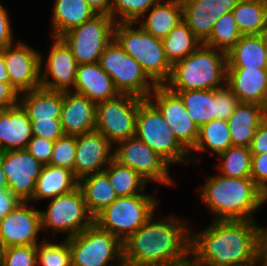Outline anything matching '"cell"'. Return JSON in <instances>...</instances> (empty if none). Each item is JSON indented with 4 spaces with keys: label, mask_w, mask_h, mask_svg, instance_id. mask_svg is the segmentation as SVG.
<instances>
[{
    "label": "cell",
    "mask_w": 267,
    "mask_h": 266,
    "mask_svg": "<svg viewBox=\"0 0 267 266\" xmlns=\"http://www.w3.org/2000/svg\"><path fill=\"white\" fill-rule=\"evenodd\" d=\"M259 222L213 220L192 232L190 257L197 266H258Z\"/></svg>",
    "instance_id": "1"
},
{
    "label": "cell",
    "mask_w": 267,
    "mask_h": 266,
    "mask_svg": "<svg viewBox=\"0 0 267 266\" xmlns=\"http://www.w3.org/2000/svg\"><path fill=\"white\" fill-rule=\"evenodd\" d=\"M191 224L175 215H154L123 242L125 266H169L190 257Z\"/></svg>",
    "instance_id": "2"
},
{
    "label": "cell",
    "mask_w": 267,
    "mask_h": 266,
    "mask_svg": "<svg viewBox=\"0 0 267 266\" xmlns=\"http://www.w3.org/2000/svg\"><path fill=\"white\" fill-rule=\"evenodd\" d=\"M205 179L198 195L213 214L212 220H257L255 212L267 202V196L251 177L208 174Z\"/></svg>",
    "instance_id": "3"
},
{
    "label": "cell",
    "mask_w": 267,
    "mask_h": 266,
    "mask_svg": "<svg viewBox=\"0 0 267 266\" xmlns=\"http://www.w3.org/2000/svg\"><path fill=\"white\" fill-rule=\"evenodd\" d=\"M226 53L201 44L192 54L172 66L170 90L217 89L226 84Z\"/></svg>",
    "instance_id": "4"
},
{
    "label": "cell",
    "mask_w": 267,
    "mask_h": 266,
    "mask_svg": "<svg viewBox=\"0 0 267 266\" xmlns=\"http://www.w3.org/2000/svg\"><path fill=\"white\" fill-rule=\"evenodd\" d=\"M136 26L137 23H115L114 39L156 85H165L170 79L172 66L166 60L162 39Z\"/></svg>",
    "instance_id": "5"
},
{
    "label": "cell",
    "mask_w": 267,
    "mask_h": 266,
    "mask_svg": "<svg viewBox=\"0 0 267 266\" xmlns=\"http://www.w3.org/2000/svg\"><path fill=\"white\" fill-rule=\"evenodd\" d=\"M157 193L159 190L155 189L153 195L143 193L118 197L94 217V223L123 242L156 213L159 199L154 195Z\"/></svg>",
    "instance_id": "6"
},
{
    "label": "cell",
    "mask_w": 267,
    "mask_h": 266,
    "mask_svg": "<svg viewBox=\"0 0 267 266\" xmlns=\"http://www.w3.org/2000/svg\"><path fill=\"white\" fill-rule=\"evenodd\" d=\"M135 136L170 166L190 164V152L177 140L164 117L147 99L139 105Z\"/></svg>",
    "instance_id": "7"
},
{
    "label": "cell",
    "mask_w": 267,
    "mask_h": 266,
    "mask_svg": "<svg viewBox=\"0 0 267 266\" xmlns=\"http://www.w3.org/2000/svg\"><path fill=\"white\" fill-rule=\"evenodd\" d=\"M68 244L71 266H125L122 241L95 223L68 238Z\"/></svg>",
    "instance_id": "8"
},
{
    "label": "cell",
    "mask_w": 267,
    "mask_h": 266,
    "mask_svg": "<svg viewBox=\"0 0 267 266\" xmlns=\"http://www.w3.org/2000/svg\"><path fill=\"white\" fill-rule=\"evenodd\" d=\"M46 210H40L42 232L65 233L66 238L74 237L94 223L83 193L79 187L72 192L49 199Z\"/></svg>",
    "instance_id": "9"
},
{
    "label": "cell",
    "mask_w": 267,
    "mask_h": 266,
    "mask_svg": "<svg viewBox=\"0 0 267 266\" xmlns=\"http://www.w3.org/2000/svg\"><path fill=\"white\" fill-rule=\"evenodd\" d=\"M98 63L112 78L120 94L147 99L157 86L114 38L106 46Z\"/></svg>",
    "instance_id": "10"
},
{
    "label": "cell",
    "mask_w": 267,
    "mask_h": 266,
    "mask_svg": "<svg viewBox=\"0 0 267 266\" xmlns=\"http://www.w3.org/2000/svg\"><path fill=\"white\" fill-rule=\"evenodd\" d=\"M115 23L111 16L97 14L60 38L70 48L78 64L97 63L114 38Z\"/></svg>",
    "instance_id": "11"
},
{
    "label": "cell",
    "mask_w": 267,
    "mask_h": 266,
    "mask_svg": "<svg viewBox=\"0 0 267 266\" xmlns=\"http://www.w3.org/2000/svg\"><path fill=\"white\" fill-rule=\"evenodd\" d=\"M144 100L120 94L114 99L96 104L95 130L101 132L113 146L135 136L136 116Z\"/></svg>",
    "instance_id": "12"
},
{
    "label": "cell",
    "mask_w": 267,
    "mask_h": 266,
    "mask_svg": "<svg viewBox=\"0 0 267 266\" xmlns=\"http://www.w3.org/2000/svg\"><path fill=\"white\" fill-rule=\"evenodd\" d=\"M113 158L135 170L148 183L163 186L176 183L169 173L170 165L136 136L118 142L114 146Z\"/></svg>",
    "instance_id": "13"
},
{
    "label": "cell",
    "mask_w": 267,
    "mask_h": 266,
    "mask_svg": "<svg viewBox=\"0 0 267 266\" xmlns=\"http://www.w3.org/2000/svg\"><path fill=\"white\" fill-rule=\"evenodd\" d=\"M147 100L160 112L177 140L190 152L196 145L199 127L187 113L181 97L165 85H157Z\"/></svg>",
    "instance_id": "14"
},
{
    "label": "cell",
    "mask_w": 267,
    "mask_h": 266,
    "mask_svg": "<svg viewBox=\"0 0 267 266\" xmlns=\"http://www.w3.org/2000/svg\"><path fill=\"white\" fill-rule=\"evenodd\" d=\"M16 42L0 51L4 54L10 84L21 94L41 87V52L23 40Z\"/></svg>",
    "instance_id": "15"
},
{
    "label": "cell",
    "mask_w": 267,
    "mask_h": 266,
    "mask_svg": "<svg viewBox=\"0 0 267 266\" xmlns=\"http://www.w3.org/2000/svg\"><path fill=\"white\" fill-rule=\"evenodd\" d=\"M48 53L46 58L43 57V52L41 53V88L51 91H72L78 63L70 48L60 37H52Z\"/></svg>",
    "instance_id": "16"
},
{
    "label": "cell",
    "mask_w": 267,
    "mask_h": 266,
    "mask_svg": "<svg viewBox=\"0 0 267 266\" xmlns=\"http://www.w3.org/2000/svg\"><path fill=\"white\" fill-rule=\"evenodd\" d=\"M22 201L14 210L0 219V243L3 248L37 245L40 242V210Z\"/></svg>",
    "instance_id": "17"
},
{
    "label": "cell",
    "mask_w": 267,
    "mask_h": 266,
    "mask_svg": "<svg viewBox=\"0 0 267 266\" xmlns=\"http://www.w3.org/2000/svg\"><path fill=\"white\" fill-rule=\"evenodd\" d=\"M1 165L8 189L21 201L28 202L33 196L43 165L27 149L2 152Z\"/></svg>",
    "instance_id": "18"
},
{
    "label": "cell",
    "mask_w": 267,
    "mask_h": 266,
    "mask_svg": "<svg viewBox=\"0 0 267 266\" xmlns=\"http://www.w3.org/2000/svg\"><path fill=\"white\" fill-rule=\"evenodd\" d=\"M114 146L99 131L76 136V154L73 174L82 177L104 171L113 159Z\"/></svg>",
    "instance_id": "19"
},
{
    "label": "cell",
    "mask_w": 267,
    "mask_h": 266,
    "mask_svg": "<svg viewBox=\"0 0 267 266\" xmlns=\"http://www.w3.org/2000/svg\"><path fill=\"white\" fill-rule=\"evenodd\" d=\"M240 0H181L183 21L203 43L216 21L234 9Z\"/></svg>",
    "instance_id": "20"
},
{
    "label": "cell",
    "mask_w": 267,
    "mask_h": 266,
    "mask_svg": "<svg viewBox=\"0 0 267 266\" xmlns=\"http://www.w3.org/2000/svg\"><path fill=\"white\" fill-rule=\"evenodd\" d=\"M96 104L73 91L63 92L60 122L65 135L78 136L95 130Z\"/></svg>",
    "instance_id": "21"
},
{
    "label": "cell",
    "mask_w": 267,
    "mask_h": 266,
    "mask_svg": "<svg viewBox=\"0 0 267 266\" xmlns=\"http://www.w3.org/2000/svg\"><path fill=\"white\" fill-rule=\"evenodd\" d=\"M72 91L87 97L95 104L114 99L120 95L112 78L98 62L78 64Z\"/></svg>",
    "instance_id": "22"
},
{
    "label": "cell",
    "mask_w": 267,
    "mask_h": 266,
    "mask_svg": "<svg viewBox=\"0 0 267 266\" xmlns=\"http://www.w3.org/2000/svg\"><path fill=\"white\" fill-rule=\"evenodd\" d=\"M226 84L240 103H255L267 109V69L227 68Z\"/></svg>",
    "instance_id": "23"
},
{
    "label": "cell",
    "mask_w": 267,
    "mask_h": 266,
    "mask_svg": "<svg viewBox=\"0 0 267 266\" xmlns=\"http://www.w3.org/2000/svg\"><path fill=\"white\" fill-rule=\"evenodd\" d=\"M31 121L18 103L0 110V148L2 152L26 149L32 138Z\"/></svg>",
    "instance_id": "24"
},
{
    "label": "cell",
    "mask_w": 267,
    "mask_h": 266,
    "mask_svg": "<svg viewBox=\"0 0 267 266\" xmlns=\"http://www.w3.org/2000/svg\"><path fill=\"white\" fill-rule=\"evenodd\" d=\"M267 109L255 103H240L227 120L234 146L249 147L256 129L266 119Z\"/></svg>",
    "instance_id": "25"
},
{
    "label": "cell",
    "mask_w": 267,
    "mask_h": 266,
    "mask_svg": "<svg viewBox=\"0 0 267 266\" xmlns=\"http://www.w3.org/2000/svg\"><path fill=\"white\" fill-rule=\"evenodd\" d=\"M142 18L137 24L140 22L139 26L144 31L163 39L183 21L181 0H159Z\"/></svg>",
    "instance_id": "26"
},
{
    "label": "cell",
    "mask_w": 267,
    "mask_h": 266,
    "mask_svg": "<svg viewBox=\"0 0 267 266\" xmlns=\"http://www.w3.org/2000/svg\"><path fill=\"white\" fill-rule=\"evenodd\" d=\"M267 34L242 35L226 54L227 68L267 69Z\"/></svg>",
    "instance_id": "27"
},
{
    "label": "cell",
    "mask_w": 267,
    "mask_h": 266,
    "mask_svg": "<svg viewBox=\"0 0 267 266\" xmlns=\"http://www.w3.org/2000/svg\"><path fill=\"white\" fill-rule=\"evenodd\" d=\"M78 187V179L71 170L54 165H43L36 180L35 190L28 202L51 199L72 192Z\"/></svg>",
    "instance_id": "28"
},
{
    "label": "cell",
    "mask_w": 267,
    "mask_h": 266,
    "mask_svg": "<svg viewBox=\"0 0 267 266\" xmlns=\"http://www.w3.org/2000/svg\"><path fill=\"white\" fill-rule=\"evenodd\" d=\"M30 120L60 119L63 105V91L44 88L19 94V102Z\"/></svg>",
    "instance_id": "29"
},
{
    "label": "cell",
    "mask_w": 267,
    "mask_h": 266,
    "mask_svg": "<svg viewBox=\"0 0 267 266\" xmlns=\"http://www.w3.org/2000/svg\"><path fill=\"white\" fill-rule=\"evenodd\" d=\"M97 15L85 0H54L51 16L53 37H60Z\"/></svg>",
    "instance_id": "30"
},
{
    "label": "cell",
    "mask_w": 267,
    "mask_h": 266,
    "mask_svg": "<svg viewBox=\"0 0 267 266\" xmlns=\"http://www.w3.org/2000/svg\"><path fill=\"white\" fill-rule=\"evenodd\" d=\"M78 187L93 217L118 198L105 171L82 177L78 180Z\"/></svg>",
    "instance_id": "31"
},
{
    "label": "cell",
    "mask_w": 267,
    "mask_h": 266,
    "mask_svg": "<svg viewBox=\"0 0 267 266\" xmlns=\"http://www.w3.org/2000/svg\"><path fill=\"white\" fill-rule=\"evenodd\" d=\"M232 146V141L229 133L228 122L221 119H214L199 128V136L194 148L190 151V164L198 165L197 157L192 152L204 153L211 152L209 155L218 156L227 148ZM213 153V154H212ZM196 157V158H195Z\"/></svg>",
    "instance_id": "32"
},
{
    "label": "cell",
    "mask_w": 267,
    "mask_h": 266,
    "mask_svg": "<svg viewBox=\"0 0 267 266\" xmlns=\"http://www.w3.org/2000/svg\"><path fill=\"white\" fill-rule=\"evenodd\" d=\"M232 13L242 35L267 34V0H240Z\"/></svg>",
    "instance_id": "33"
},
{
    "label": "cell",
    "mask_w": 267,
    "mask_h": 266,
    "mask_svg": "<svg viewBox=\"0 0 267 266\" xmlns=\"http://www.w3.org/2000/svg\"><path fill=\"white\" fill-rule=\"evenodd\" d=\"M171 91L176 92L181 97L187 113L199 128L217 119L215 89Z\"/></svg>",
    "instance_id": "34"
},
{
    "label": "cell",
    "mask_w": 267,
    "mask_h": 266,
    "mask_svg": "<svg viewBox=\"0 0 267 266\" xmlns=\"http://www.w3.org/2000/svg\"><path fill=\"white\" fill-rule=\"evenodd\" d=\"M162 42L166 60L171 66L185 59L202 44L184 21L175 26Z\"/></svg>",
    "instance_id": "35"
},
{
    "label": "cell",
    "mask_w": 267,
    "mask_h": 266,
    "mask_svg": "<svg viewBox=\"0 0 267 266\" xmlns=\"http://www.w3.org/2000/svg\"><path fill=\"white\" fill-rule=\"evenodd\" d=\"M104 171L118 197L143 194L149 184L135 170L120 164L114 158Z\"/></svg>",
    "instance_id": "36"
},
{
    "label": "cell",
    "mask_w": 267,
    "mask_h": 266,
    "mask_svg": "<svg viewBox=\"0 0 267 266\" xmlns=\"http://www.w3.org/2000/svg\"><path fill=\"white\" fill-rule=\"evenodd\" d=\"M218 158L220 162L216 167L220 175L230 178L251 176L252 154L249 147L232 145L220 153Z\"/></svg>",
    "instance_id": "37"
},
{
    "label": "cell",
    "mask_w": 267,
    "mask_h": 266,
    "mask_svg": "<svg viewBox=\"0 0 267 266\" xmlns=\"http://www.w3.org/2000/svg\"><path fill=\"white\" fill-rule=\"evenodd\" d=\"M241 36L242 34L240 33L234 15L230 11L216 21L209 37L202 44L227 54L239 41Z\"/></svg>",
    "instance_id": "38"
},
{
    "label": "cell",
    "mask_w": 267,
    "mask_h": 266,
    "mask_svg": "<svg viewBox=\"0 0 267 266\" xmlns=\"http://www.w3.org/2000/svg\"><path fill=\"white\" fill-rule=\"evenodd\" d=\"M37 266H71L68 239L60 243L41 240L37 244Z\"/></svg>",
    "instance_id": "39"
},
{
    "label": "cell",
    "mask_w": 267,
    "mask_h": 266,
    "mask_svg": "<svg viewBox=\"0 0 267 266\" xmlns=\"http://www.w3.org/2000/svg\"><path fill=\"white\" fill-rule=\"evenodd\" d=\"M159 0H112L111 17L116 23H137Z\"/></svg>",
    "instance_id": "40"
},
{
    "label": "cell",
    "mask_w": 267,
    "mask_h": 266,
    "mask_svg": "<svg viewBox=\"0 0 267 266\" xmlns=\"http://www.w3.org/2000/svg\"><path fill=\"white\" fill-rule=\"evenodd\" d=\"M76 154V136L64 135L54 142L49 165L59 166L73 172Z\"/></svg>",
    "instance_id": "41"
},
{
    "label": "cell",
    "mask_w": 267,
    "mask_h": 266,
    "mask_svg": "<svg viewBox=\"0 0 267 266\" xmlns=\"http://www.w3.org/2000/svg\"><path fill=\"white\" fill-rule=\"evenodd\" d=\"M37 245L3 248L1 266H37Z\"/></svg>",
    "instance_id": "42"
},
{
    "label": "cell",
    "mask_w": 267,
    "mask_h": 266,
    "mask_svg": "<svg viewBox=\"0 0 267 266\" xmlns=\"http://www.w3.org/2000/svg\"><path fill=\"white\" fill-rule=\"evenodd\" d=\"M215 101L217 102V119L225 121L239 104L238 98L227 84L215 89Z\"/></svg>",
    "instance_id": "43"
},
{
    "label": "cell",
    "mask_w": 267,
    "mask_h": 266,
    "mask_svg": "<svg viewBox=\"0 0 267 266\" xmlns=\"http://www.w3.org/2000/svg\"><path fill=\"white\" fill-rule=\"evenodd\" d=\"M30 121L32 134L34 136L46 138L50 141H56L58 138L65 135L60 119Z\"/></svg>",
    "instance_id": "44"
},
{
    "label": "cell",
    "mask_w": 267,
    "mask_h": 266,
    "mask_svg": "<svg viewBox=\"0 0 267 266\" xmlns=\"http://www.w3.org/2000/svg\"><path fill=\"white\" fill-rule=\"evenodd\" d=\"M55 141L46 138L32 136L27 145V151L42 165H48L52 155Z\"/></svg>",
    "instance_id": "45"
},
{
    "label": "cell",
    "mask_w": 267,
    "mask_h": 266,
    "mask_svg": "<svg viewBox=\"0 0 267 266\" xmlns=\"http://www.w3.org/2000/svg\"><path fill=\"white\" fill-rule=\"evenodd\" d=\"M250 177L267 196V152L252 155Z\"/></svg>",
    "instance_id": "46"
},
{
    "label": "cell",
    "mask_w": 267,
    "mask_h": 266,
    "mask_svg": "<svg viewBox=\"0 0 267 266\" xmlns=\"http://www.w3.org/2000/svg\"><path fill=\"white\" fill-rule=\"evenodd\" d=\"M11 24L9 11L0 2V50L15 42Z\"/></svg>",
    "instance_id": "47"
},
{
    "label": "cell",
    "mask_w": 267,
    "mask_h": 266,
    "mask_svg": "<svg viewBox=\"0 0 267 266\" xmlns=\"http://www.w3.org/2000/svg\"><path fill=\"white\" fill-rule=\"evenodd\" d=\"M249 149L252 155H260L267 152V117L256 129Z\"/></svg>",
    "instance_id": "48"
},
{
    "label": "cell",
    "mask_w": 267,
    "mask_h": 266,
    "mask_svg": "<svg viewBox=\"0 0 267 266\" xmlns=\"http://www.w3.org/2000/svg\"><path fill=\"white\" fill-rule=\"evenodd\" d=\"M19 102V93L10 83L0 82V110L14 107Z\"/></svg>",
    "instance_id": "49"
},
{
    "label": "cell",
    "mask_w": 267,
    "mask_h": 266,
    "mask_svg": "<svg viewBox=\"0 0 267 266\" xmlns=\"http://www.w3.org/2000/svg\"><path fill=\"white\" fill-rule=\"evenodd\" d=\"M21 200L9 189L0 191V219L21 204Z\"/></svg>",
    "instance_id": "50"
},
{
    "label": "cell",
    "mask_w": 267,
    "mask_h": 266,
    "mask_svg": "<svg viewBox=\"0 0 267 266\" xmlns=\"http://www.w3.org/2000/svg\"><path fill=\"white\" fill-rule=\"evenodd\" d=\"M259 266H267V227L259 224Z\"/></svg>",
    "instance_id": "51"
},
{
    "label": "cell",
    "mask_w": 267,
    "mask_h": 266,
    "mask_svg": "<svg viewBox=\"0 0 267 266\" xmlns=\"http://www.w3.org/2000/svg\"><path fill=\"white\" fill-rule=\"evenodd\" d=\"M96 14L111 16L112 0H85Z\"/></svg>",
    "instance_id": "52"
},
{
    "label": "cell",
    "mask_w": 267,
    "mask_h": 266,
    "mask_svg": "<svg viewBox=\"0 0 267 266\" xmlns=\"http://www.w3.org/2000/svg\"><path fill=\"white\" fill-rule=\"evenodd\" d=\"M0 82L10 83V78L5 66L4 54L0 51Z\"/></svg>",
    "instance_id": "53"
},
{
    "label": "cell",
    "mask_w": 267,
    "mask_h": 266,
    "mask_svg": "<svg viewBox=\"0 0 267 266\" xmlns=\"http://www.w3.org/2000/svg\"><path fill=\"white\" fill-rule=\"evenodd\" d=\"M4 189H8V184H7L5 173L1 165V154H0V191Z\"/></svg>",
    "instance_id": "54"
},
{
    "label": "cell",
    "mask_w": 267,
    "mask_h": 266,
    "mask_svg": "<svg viewBox=\"0 0 267 266\" xmlns=\"http://www.w3.org/2000/svg\"><path fill=\"white\" fill-rule=\"evenodd\" d=\"M169 266H197L194 260L189 257L185 261H182L180 263L174 264V265H169Z\"/></svg>",
    "instance_id": "55"
},
{
    "label": "cell",
    "mask_w": 267,
    "mask_h": 266,
    "mask_svg": "<svg viewBox=\"0 0 267 266\" xmlns=\"http://www.w3.org/2000/svg\"><path fill=\"white\" fill-rule=\"evenodd\" d=\"M2 253H3V246L0 243V266H1V261H2Z\"/></svg>",
    "instance_id": "56"
}]
</instances>
